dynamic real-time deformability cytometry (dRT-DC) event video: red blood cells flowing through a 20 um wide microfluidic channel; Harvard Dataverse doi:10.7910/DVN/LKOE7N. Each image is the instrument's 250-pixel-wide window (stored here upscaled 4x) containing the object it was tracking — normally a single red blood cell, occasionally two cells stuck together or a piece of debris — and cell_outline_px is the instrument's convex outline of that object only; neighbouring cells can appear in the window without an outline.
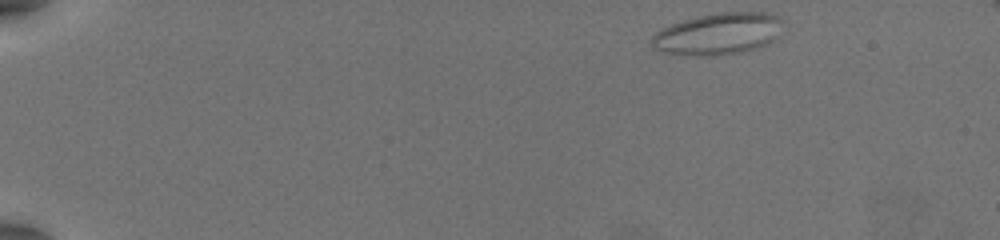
{"species": "common noctule bat (a hibernating species)", "species_latin": "Nyctalus noctula", "temperature_condition": "warm", "stored_images_in_passage": 18, "camera_frame_rate_fps": 3000, "um_per_image_px": 0.085, "animal": {"sex": "female", "body_mass_g": 19.5, "forearm_length_mm": 54.1}, "frame": {"image": 1, "passage_image": 1, "time_ms": 0.0, "image_size_px": [1000, 240], "cell_outline_px": [[788, 24], [780, 36], [768, 44], [740, 52], [716, 56], [696, 56], [660, 52], [652, 48], [648, 44], [652, 36], [660, 28], [684, 20], [700, 16], [720, 12], [764, 12], [776, 16], [784, 20]], "centroid_in_image_um": [61.07, 2.88], "position_along_channel_um": 23.9, "area_um2": 32.66}}
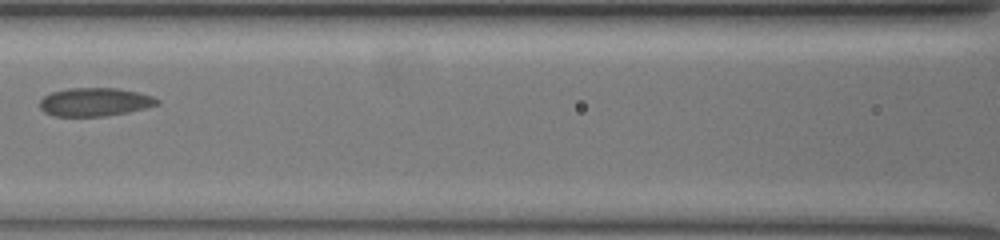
{"frame": {"image": 2, "passage_image": 16, "time_ms": 5.0, "image_size_px": [1000, 240], "cell_outline_px": [[160, 104], [128, 112], [104, 116], [52, 116], [44, 112], [40, 108], [40, 100], [44, 96], [52, 92], [68, 88], [116, 88], [136, 92], [152, 96], [160, 100]], "centroid_in_image_um": [8.04, 8.67], "position_along_channel_um": 158.6, "area_um2": 19.36}}
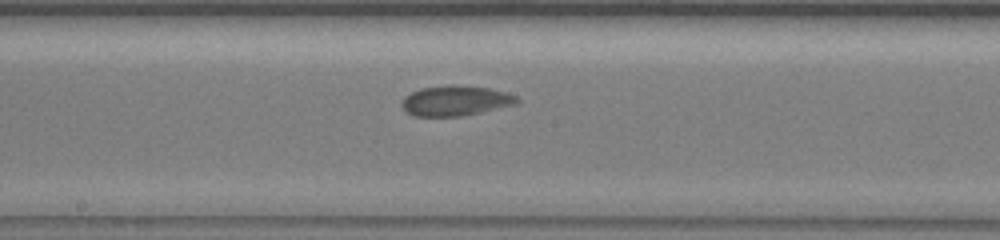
{"frame": {"image": 3, "passage_image": 18, "time_ms": 5.667, "image_size_px": [1000, 240], "cell_outline_px": [[520, 100], [516, 104], [464, 116], [416, 116], [408, 112], [400, 104], [404, 96], [420, 88], [448, 84], [452, 84], [492, 88], [516, 96]], "centroid_in_image_um": [38.72, 8.55], "position_along_channel_um": 209.5, "area_um2": 20.35}}